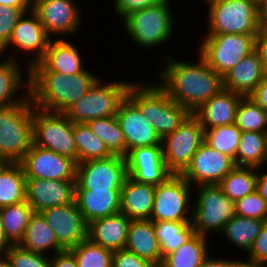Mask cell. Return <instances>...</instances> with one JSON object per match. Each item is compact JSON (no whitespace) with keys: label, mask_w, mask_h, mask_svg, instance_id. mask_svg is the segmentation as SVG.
Masks as SVG:
<instances>
[{"label":"cell","mask_w":267,"mask_h":267,"mask_svg":"<svg viewBox=\"0 0 267 267\" xmlns=\"http://www.w3.org/2000/svg\"><path fill=\"white\" fill-rule=\"evenodd\" d=\"M20 163L26 178L76 180L77 163L73 159L34 144Z\"/></svg>","instance_id":"16"},{"label":"cell","mask_w":267,"mask_h":267,"mask_svg":"<svg viewBox=\"0 0 267 267\" xmlns=\"http://www.w3.org/2000/svg\"><path fill=\"white\" fill-rule=\"evenodd\" d=\"M243 96L227 89H221L202 104L193 115L204 130L236 123V109Z\"/></svg>","instance_id":"23"},{"label":"cell","mask_w":267,"mask_h":267,"mask_svg":"<svg viewBox=\"0 0 267 267\" xmlns=\"http://www.w3.org/2000/svg\"><path fill=\"white\" fill-rule=\"evenodd\" d=\"M125 158L128 176L136 182L157 186L173 175L164 162L162 145L131 149Z\"/></svg>","instance_id":"19"},{"label":"cell","mask_w":267,"mask_h":267,"mask_svg":"<svg viewBox=\"0 0 267 267\" xmlns=\"http://www.w3.org/2000/svg\"><path fill=\"white\" fill-rule=\"evenodd\" d=\"M131 84L126 81L106 82L98 79L90 90L64 114L72 121L87 123L92 119L116 116L118 107L126 97V92Z\"/></svg>","instance_id":"7"},{"label":"cell","mask_w":267,"mask_h":267,"mask_svg":"<svg viewBox=\"0 0 267 267\" xmlns=\"http://www.w3.org/2000/svg\"><path fill=\"white\" fill-rule=\"evenodd\" d=\"M131 219L122 212L88 224V239L113 252L124 249Z\"/></svg>","instance_id":"25"},{"label":"cell","mask_w":267,"mask_h":267,"mask_svg":"<svg viewBox=\"0 0 267 267\" xmlns=\"http://www.w3.org/2000/svg\"><path fill=\"white\" fill-rule=\"evenodd\" d=\"M153 228L162 258L178 249L195 233L191 221H153Z\"/></svg>","instance_id":"35"},{"label":"cell","mask_w":267,"mask_h":267,"mask_svg":"<svg viewBox=\"0 0 267 267\" xmlns=\"http://www.w3.org/2000/svg\"><path fill=\"white\" fill-rule=\"evenodd\" d=\"M126 97L153 125L161 139L178 129L192 114L187 108L173 101L155 80L131 82Z\"/></svg>","instance_id":"3"},{"label":"cell","mask_w":267,"mask_h":267,"mask_svg":"<svg viewBox=\"0 0 267 267\" xmlns=\"http://www.w3.org/2000/svg\"><path fill=\"white\" fill-rule=\"evenodd\" d=\"M116 117L126 142V155L137 147L162 145V139L153 125L127 97L120 103Z\"/></svg>","instance_id":"21"},{"label":"cell","mask_w":267,"mask_h":267,"mask_svg":"<svg viewBox=\"0 0 267 267\" xmlns=\"http://www.w3.org/2000/svg\"><path fill=\"white\" fill-rule=\"evenodd\" d=\"M208 5L204 35H257L263 25L260 7L247 0H215Z\"/></svg>","instance_id":"6"},{"label":"cell","mask_w":267,"mask_h":267,"mask_svg":"<svg viewBox=\"0 0 267 267\" xmlns=\"http://www.w3.org/2000/svg\"><path fill=\"white\" fill-rule=\"evenodd\" d=\"M39 1H42V0H29L31 6L33 7L35 4H37Z\"/></svg>","instance_id":"62"},{"label":"cell","mask_w":267,"mask_h":267,"mask_svg":"<svg viewBox=\"0 0 267 267\" xmlns=\"http://www.w3.org/2000/svg\"><path fill=\"white\" fill-rule=\"evenodd\" d=\"M52 228L58 244L69 250L88 239V223L76 202L46 208L40 212Z\"/></svg>","instance_id":"17"},{"label":"cell","mask_w":267,"mask_h":267,"mask_svg":"<svg viewBox=\"0 0 267 267\" xmlns=\"http://www.w3.org/2000/svg\"><path fill=\"white\" fill-rule=\"evenodd\" d=\"M170 56L164 55L160 60L162 68L158 70L160 78L156 83L173 101L192 114L223 89L222 77L200 55H197L196 63Z\"/></svg>","instance_id":"1"},{"label":"cell","mask_w":267,"mask_h":267,"mask_svg":"<svg viewBox=\"0 0 267 267\" xmlns=\"http://www.w3.org/2000/svg\"><path fill=\"white\" fill-rule=\"evenodd\" d=\"M215 255V258L209 256L203 261V263L200 265V267H242L243 265V258L242 260H231L227 258H221V256Z\"/></svg>","instance_id":"51"},{"label":"cell","mask_w":267,"mask_h":267,"mask_svg":"<svg viewBox=\"0 0 267 267\" xmlns=\"http://www.w3.org/2000/svg\"><path fill=\"white\" fill-rule=\"evenodd\" d=\"M155 196V186L134 181L129 176L121 189L120 212L131 220H150Z\"/></svg>","instance_id":"29"},{"label":"cell","mask_w":267,"mask_h":267,"mask_svg":"<svg viewBox=\"0 0 267 267\" xmlns=\"http://www.w3.org/2000/svg\"><path fill=\"white\" fill-rule=\"evenodd\" d=\"M121 190L76 189L75 202L89 224L120 212Z\"/></svg>","instance_id":"26"},{"label":"cell","mask_w":267,"mask_h":267,"mask_svg":"<svg viewBox=\"0 0 267 267\" xmlns=\"http://www.w3.org/2000/svg\"><path fill=\"white\" fill-rule=\"evenodd\" d=\"M241 131L267 132V111L249 96L242 97L236 109V123Z\"/></svg>","instance_id":"40"},{"label":"cell","mask_w":267,"mask_h":267,"mask_svg":"<svg viewBox=\"0 0 267 267\" xmlns=\"http://www.w3.org/2000/svg\"><path fill=\"white\" fill-rule=\"evenodd\" d=\"M263 25L267 28V15H261Z\"/></svg>","instance_id":"61"},{"label":"cell","mask_w":267,"mask_h":267,"mask_svg":"<svg viewBox=\"0 0 267 267\" xmlns=\"http://www.w3.org/2000/svg\"><path fill=\"white\" fill-rule=\"evenodd\" d=\"M0 5L20 7L25 12L33 9L29 0H0Z\"/></svg>","instance_id":"54"},{"label":"cell","mask_w":267,"mask_h":267,"mask_svg":"<svg viewBox=\"0 0 267 267\" xmlns=\"http://www.w3.org/2000/svg\"><path fill=\"white\" fill-rule=\"evenodd\" d=\"M52 39L40 23L37 13L31 9L24 12L18 20L9 41L0 49V56L3 57L4 54L6 56L7 50H9L11 53L6 58L17 61L18 51V53L22 52L27 56L30 54L28 57L30 60L27 58L28 62L25 65L26 71H29V68L44 57Z\"/></svg>","instance_id":"11"},{"label":"cell","mask_w":267,"mask_h":267,"mask_svg":"<svg viewBox=\"0 0 267 267\" xmlns=\"http://www.w3.org/2000/svg\"><path fill=\"white\" fill-rule=\"evenodd\" d=\"M265 222V220L235 215L225 224L221 233L230 241L229 243H232V246L247 254Z\"/></svg>","instance_id":"33"},{"label":"cell","mask_w":267,"mask_h":267,"mask_svg":"<svg viewBox=\"0 0 267 267\" xmlns=\"http://www.w3.org/2000/svg\"><path fill=\"white\" fill-rule=\"evenodd\" d=\"M33 144L77 163L73 122L64 114L33 107Z\"/></svg>","instance_id":"10"},{"label":"cell","mask_w":267,"mask_h":267,"mask_svg":"<svg viewBox=\"0 0 267 267\" xmlns=\"http://www.w3.org/2000/svg\"><path fill=\"white\" fill-rule=\"evenodd\" d=\"M8 163H9V162H8L6 159L0 157V172L3 170V168H4Z\"/></svg>","instance_id":"58"},{"label":"cell","mask_w":267,"mask_h":267,"mask_svg":"<svg viewBox=\"0 0 267 267\" xmlns=\"http://www.w3.org/2000/svg\"><path fill=\"white\" fill-rule=\"evenodd\" d=\"M266 75L260 56L254 50L222 77L223 88L247 97Z\"/></svg>","instance_id":"24"},{"label":"cell","mask_w":267,"mask_h":267,"mask_svg":"<svg viewBox=\"0 0 267 267\" xmlns=\"http://www.w3.org/2000/svg\"><path fill=\"white\" fill-rule=\"evenodd\" d=\"M99 79L88 69L74 75L51 71H29V95L35 107L64 113Z\"/></svg>","instance_id":"2"},{"label":"cell","mask_w":267,"mask_h":267,"mask_svg":"<svg viewBox=\"0 0 267 267\" xmlns=\"http://www.w3.org/2000/svg\"><path fill=\"white\" fill-rule=\"evenodd\" d=\"M193 187L181 176L171 175L155 186L151 221H192ZM190 211V212H189Z\"/></svg>","instance_id":"13"},{"label":"cell","mask_w":267,"mask_h":267,"mask_svg":"<svg viewBox=\"0 0 267 267\" xmlns=\"http://www.w3.org/2000/svg\"><path fill=\"white\" fill-rule=\"evenodd\" d=\"M246 256L249 259L246 261L244 260V263L267 265V221L263 224L261 232L255 238L253 245Z\"/></svg>","instance_id":"46"},{"label":"cell","mask_w":267,"mask_h":267,"mask_svg":"<svg viewBox=\"0 0 267 267\" xmlns=\"http://www.w3.org/2000/svg\"><path fill=\"white\" fill-rule=\"evenodd\" d=\"M204 139L203 126L191 114L178 129L162 139V152L168 170L172 174L181 175Z\"/></svg>","instance_id":"12"},{"label":"cell","mask_w":267,"mask_h":267,"mask_svg":"<svg viewBox=\"0 0 267 267\" xmlns=\"http://www.w3.org/2000/svg\"><path fill=\"white\" fill-rule=\"evenodd\" d=\"M75 3V0H42L33 6V10L51 37H59V35L63 37L64 34L76 35L78 29L79 31L82 29L81 23L84 16L78 4Z\"/></svg>","instance_id":"18"},{"label":"cell","mask_w":267,"mask_h":267,"mask_svg":"<svg viewBox=\"0 0 267 267\" xmlns=\"http://www.w3.org/2000/svg\"><path fill=\"white\" fill-rule=\"evenodd\" d=\"M255 50L258 52L267 74V28L262 25L255 37Z\"/></svg>","instance_id":"49"},{"label":"cell","mask_w":267,"mask_h":267,"mask_svg":"<svg viewBox=\"0 0 267 267\" xmlns=\"http://www.w3.org/2000/svg\"><path fill=\"white\" fill-rule=\"evenodd\" d=\"M172 3L171 0H165L158 5L135 11L122 21L134 44L146 50L170 42L176 29Z\"/></svg>","instance_id":"5"},{"label":"cell","mask_w":267,"mask_h":267,"mask_svg":"<svg viewBox=\"0 0 267 267\" xmlns=\"http://www.w3.org/2000/svg\"><path fill=\"white\" fill-rule=\"evenodd\" d=\"M12 245V243L6 238L4 233V227L2 225V219L0 216V256L5 254V251Z\"/></svg>","instance_id":"55"},{"label":"cell","mask_w":267,"mask_h":267,"mask_svg":"<svg viewBox=\"0 0 267 267\" xmlns=\"http://www.w3.org/2000/svg\"><path fill=\"white\" fill-rule=\"evenodd\" d=\"M236 215L267 221V202L255 190L235 202Z\"/></svg>","instance_id":"44"},{"label":"cell","mask_w":267,"mask_h":267,"mask_svg":"<svg viewBox=\"0 0 267 267\" xmlns=\"http://www.w3.org/2000/svg\"><path fill=\"white\" fill-rule=\"evenodd\" d=\"M232 157L203 142L181 176L194 188L200 185H218L234 167Z\"/></svg>","instance_id":"15"},{"label":"cell","mask_w":267,"mask_h":267,"mask_svg":"<svg viewBox=\"0 0 267 267\" xmlns=\"http://www.w3.org/2000/svg\"><path fill=\"white\" fill-rule=\"evenodd\" d=\"M33 101L0 108V157L20 163L33 144Z\"/></svg>","instance_id":"4"},{"label":"cell","mask_w":267,"mask_h":267,"mask_svg":"<svg viewBox=\"0 0 267 267\" xmlns=\"http://www.w3.org/2000/svg\"><path fill=\"white\" fill-rule=\"evenodd\" d=\"M24 12L20 7L0 5V49L9 41Z\"/></svg>","instance_id":"45"},{"label":"cell","mask_w":267,"mask_h":267,"mask_svg":"<svg viewBox=\"0 0 267 267\" xmlns=\"http://www.w3.org/2000/svg\"><path fill=\"white\" fill-rule=\"evenodd\" d=\"M0 267H14L11 262L3 255L0 256Z\"/></svg>","instance_id":"56"},{"label":"cell","mask_w":267,"mask_h":267,"mask_svg":"<svg viewBox=\"0 0 267 267\" xmlns=\"http://www.w3.org/2000/svg\"><path fill=\"white\" fill-rule=\"evenodd\" d=\"M247 1L253 2V3L257 4L259 7H261L264 0H247Z\"/></svg>","instance_id":"60"},{"label":"cell","mask_w":267,"mask_h":267,"mask_svg":"<svg viewBox=\"0 0 267 267\" xmlns=\"http://www.w3.org/2000/svg\"><path fill=\"white\" fill-rule=\"evenodd\" d=\"M249 97L254 100L263 110L267 111V75L256 86L254 92Z\"/></svg>","instance_id":"52"},{"label":"cell","mask_w":267,"mask_h":267,"mask_svg":"<svg viewBox=\"0 0 267 267\" xmlns=\"http://www.w3.org/2000/svg\"><path fill=\"white\" fill-rule=\"evenodd\" d=\"M26 176L21 163H8L0 172V208L26 201Z\"/></svg>","instance_id":"34"},{"label":"cell","mask_w":267,"mask_h":267,"mask_svg":"<svg viewBox=\"0 0 267 267\" xmlns=\"http://www.w3.org/2000/svg\"><path fill=\"white\" fill-rule=\"evenodd\" d=\"M1 58L0 56V59ZM3 59L0 60V108L22 103L30 96L29 71H27L24 76L23 71L25 70L22 68L21 64H19L21 62L4 57ZM23 76L27 79L23 80ZM22 88L26 90L23 91L25 93H19ZM20 94H22V96Z\"/></svg>","instance_id":"27"},{"label":"cell","mask_w":267,"mask_h":267,"mask_svg":"<svg viewBox=\"0 0 267 267\" xmlns=\"http://www.w3.org/2000/svg\"><path fill=\"white\" fill-rule=\"evenodd\" d=\"M4 256L14 267H50V256L24 249L19 244H12Z\"/></svg>","instance_id":"43"},{"label":"cell","mask_w":267,"mask_h":267,"mask_svg":"<svg viewBox=\"0 0 267 267\" xmlns=\"http://www.w3.org/2000/svg\"><path fill=\"white\" fill-rule=\"evenodd\" d=\"M195 188L197 193L194 195L196 198L191 221L194 232L206 237L212 233L221 234L225 224L236 215L235 202L218 185H200Z\"/></svg>","instance_id":"8"},{"label":"cell","mask_w":267,"mask_h":267,"mask_svg":"<svg viewBox=\"0 0 267 267\" xmlns=\"http://www.w3.org/2000/svg\"><path fill=\"white\" fill-rule=\"evenodd\" d=\"M73 136L77 150V163L92 159H105L112 154L87 123L73 122Z\"/></svg>","instance_id":"37"},{"label":"cell","mask_w":267,"mask_h":267,"mask_svg":"<svg viewBox=\"0 0 267 267\" xmlns=\"http://www.w3.org/2000/svg\"><path fill=\"white\" fill-rule=\"evenodd\" d=\"M87 124L112 155L126 157V142L116 116L92 119Z\"/></svg>","instance_id":"39"},{"label":"cell","mask_w":267,"mask_h":267,"mask_svg":"<svg viewBox=\"0 0 267 267\" xmlns=\"http://www.w3.org/2000/svg\"><path fill=\"white\" fill-rule=\"evenodd\" d=\"M128 177L126 158L112 155L77 163L76 189L121 190Z\"/></svg>","instance_id":"14"},{"label":"cell","mask_w":267,"mask_h":267,"mask_svg":"<svg viewBox=\"0 0 267 267\" xmlns=\"http://www.w3.org/2000/svg\"><path fill=\"white\" fill-rule=\"evenodd\" d=\"M124 249L150 261L156 267L162 264L161 248L151 220H131Z\"/></svg>","instance_id":"28"},{"label":"cell","mask_w":267,"mask_h":267,"mask_svg":"<svg viewBox=\"0 0 267 267\" xmlns=\"http://www.w3.org/2000/svg\"><path fill=\"white\" fill-rule=\"evenodd\" d=\"M112 267H156L150 261L141 258L126 249L113 253Z\"/></svg>","instance_id":"48"},{"label":"cell","mask_w":267,"mask_h":267,"mask_svg":"<svg viewBox=\"0 0 267 267\" xmlns=\"http://www.w3.org/2000/svg\"><path fill=\"white\" fill-rule=\"evenodd\" d=\"M256 35H205L197 53L221 77L255 50Z\"/></svg>","instance_id":"9"},{"label":"cell","mask_w":267,"mask_h":267,"mask_svg":"<svg viewBox=\"0 0 267 267\" xmlns=\"http://www.w3.org/2000/svg\"><path fill=\"white\" fill-rule=\"evenodd\" d=\"M208 239L206 236L194 233L178 249L166 255L160 267H200L211 254Z\"/></svg>","instance_id":"31"},{"label":"cell","mask_w":267,"mask_h":267,"mask_svg":"<svg viewBox=\"0 0 267 267\" xmlns=\"http://www.w3.org/2000/svg\"><path fill=\"white\" fill-rule=\"evenodd\" d=\"M165 0H114V14L122 21L131 13L158 5Z\"/></svg>","instance_id":"47"},{"label":"cell","mask_w":267,"mask_h":267,"mask_svg":"<svg viewBox=\"0 0 267 267\" xmlns=\"http://www.w3.org/2000/svg\"><path fill=\"white\" fill-rule=\"evenodd\" d=\"M256 180L255 167L235 166L218 186L227 197L236 202L256 190Z\"/></svg>","instance_id":"38"},{"label":"cell","mask_w":267,"mask_h":267,"mask_svg":"<svg viewBox=\"0 0 267 267\" xmlns=\"http://www.w3.org/2000/svg\"><path fill=\"white\" fill-rule=\"evenodd\" d=\"M19 245L24 249L45 255L50 252L55 255L64 251L58 244L52 228L40 212H34L31 216L24 238L19 242Z\"/></svg>","instance_id":"30"},{"label":"cell","mask_w":267,"mask_h":267,"mask_svg":"<svg viewBox=\"0 0 267 267\" xmlns=\"http://www.w3.org/2000/svg\"><path fill=\"white\" fill-rule=\"evenodd\" d=\"M242 267H267V265H253V264L243 263Z\"/></svg>","instance_id":"59"},{"label":"cell","mask_w":267,"mask_h":267,"mask_svg":"<svg viewBox=\"0 0 267 267\" xmlns=\"http://www.w3.org/2000/svg\"><path fill=\"white\" fill-rule=\"evenodd\" d=\"M74 42L63 39H52L44 57L35 63L29 71H51L64 75H74L85 72L83 57Z\"/></svg>","instance_id":"22"},{"label":"cell","mask_w":267,"mask_h":267,"mask_svg":"<svg viewBox=\"0 0 267 267\" xmlns=\"http://www.w3.org/2000/svg\"><path fill=\"white\" fill-rule=\"evenodd\" d=\"M260 169L264 170V168L263 167L256 168V176H257L256 191L267 202V170L265 169L266 171L265 172L263 170L261 171Z\"/></svg>","instance_id":"53"},{"label":"cell","mask_w":267,"mask_h":267,"mask_svg":"<svg viewBox=\"0 0 267 267\" xmlns=\"http://www.w3.org/2000/svg\"><path fill=\"white\" fill-rule=\"evenodd\" d=\"M261 15H267V0L263 1V4L260 7Z\"/></svg>","instance_id":"57"},{"label":"cell","mask_w":267,"mask_h":267,"mask_svg":"<svg viewBox=\"0 0 267 267\" xmlns=\"http://www.w3.org/2000/svg\"><path fill=\"white\" fill-rule=\"evenodd\" d=\"M50 267H78L74 255L69 250L50 256Z\"/></svg>","instance_id":"50"},{"label":"cell","mask_w":267,"mask_h":267,"mask_svg":"<svg viewBox=\"0 0 267 267\" xmlns=\"http://www.w3.org/2000/svg\"><path fill=\"white\" fill-rule=\"evenodd\" d=\"M203 1H205L206 4H209L210 2L215 1V0H203Z\"/></svg>","instance_id":"63"},{"label":"cell","mask_w":267,"mask_h":267,"mask_svg":"<svg viewBox=\"0 0 267 267\" xmlns=\"http://www.w3.org/2000/svg\"><path fill=\"white\" fill-rule=\"evenodd\" d=\"M78 267H112L113 251L86 239L69 249Z\"/></svg>","instance_id":"41"},{"label":"cell","mask_w":267,"mask_h":267,"mask_svg":"<svg viewBox=\"0 0 267 267\" xmlns=\"http://www.w3.org/2000/svg\"><path fill=\"white\" fill-rule=\"evenodd\" d=\"M26 201L34 212L75 202L76 180L26 179Z\"/></svg>","instance_id":"20"},{"label":"cell","mask_w":267,"mask_h":267,"mask_svg":"<svg viewBox=\"0 0 267 267\" xmlns=\"http://www.w3.org/2000/svg\"><path fill=\"white\" fill-rule=\"evenodd\" d=\"M234 162L236 166L265 168L267 164L266 133L242 131Z\"/></svg>","instance_id":"32"},{"label":"cell","mask_w":267,"mask_h":267,"mask_svg":"<svg viewBox=\"0 0 267 267\" xmlns=\"http://www.w3.org/2000/svg\"><path fill=\"white\" fill-rule=\"evenodd\" d=\"M34 210L27 201L0 208V216L6 238L12 244H19L24 238L26 228Z\"/></svg>","instance_id":"36"},{"label":"cell","mask_w":267,"mask_h":267,"mask_svg":"<svg viewBox=\"0 0 267 267\" xmlns=\"http://www.w3.org/2000/svg\"><path fill=\"white\" fill-rule=\"evenodd\" d=\"M241 130L236 124L205 130V139L212 148L235 159L240 142Z\"/></svg>","instance_id":"42"}]
</instances>
